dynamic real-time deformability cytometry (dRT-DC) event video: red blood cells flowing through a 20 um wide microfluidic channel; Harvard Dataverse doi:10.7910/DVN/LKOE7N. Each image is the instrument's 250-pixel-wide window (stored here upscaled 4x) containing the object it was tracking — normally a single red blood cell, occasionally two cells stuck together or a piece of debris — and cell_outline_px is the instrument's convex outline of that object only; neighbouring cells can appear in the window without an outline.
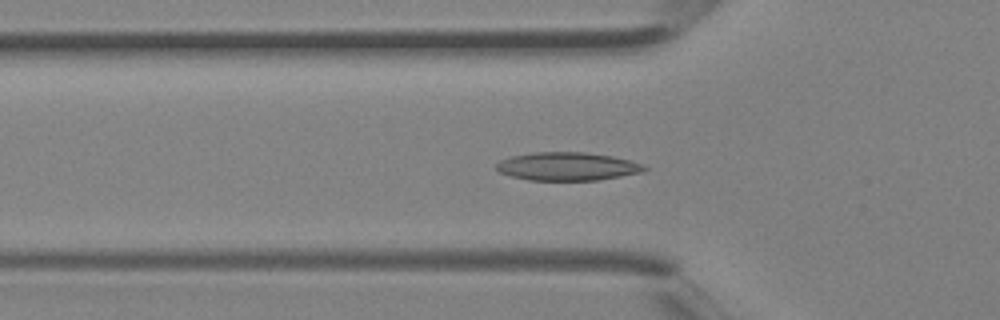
{"species": "Egyptian fruit bat (a non-hibernating species)", "species_latin": "Rousettus aegyptiacus", "temperature_condition": "room temperature", "stored_images_in_passage": 40, "camera_frame_rate_fps": 3000, "um_per_image_px": 0.085, "animal": {"sex": "female"}, "frame": {"image": 1, "passage_image": 14, "time_ms": 4.333, "image_size_px": [1000, 320], "cell_outline_px": [[648, 168], [644, 172], [596, 180], [528, 180], [512, 176], [500, 172], [496, 168], [496, 164], [500, 160], [512, 156], [532, 152], [584, 152], [612, 156], [644, 164]], "centroid_in_image_um": [48.24, 14.14], "position_along_channel_um": 77.6, "area_um2": 24.28}}
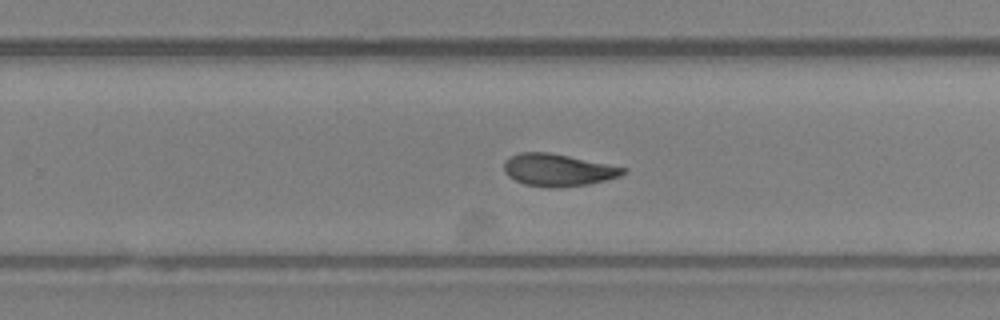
{"frame": {"image": 2, "passage_image": 26, "time_ms": 8.333, "image_size_px": [1000, 320], "cell_outline_px": [[628, 172], [620, 176], [588, 184], [560, 188], [552, 188], [524, 184], [508, 176], [504, 172], [504, 160], [520, 152], [548, 152], [628, 168]], "centroid_in_image_um": [47.43, 14.45], "position_along_channel_um": 282.4, "area_um2": 22.37}}
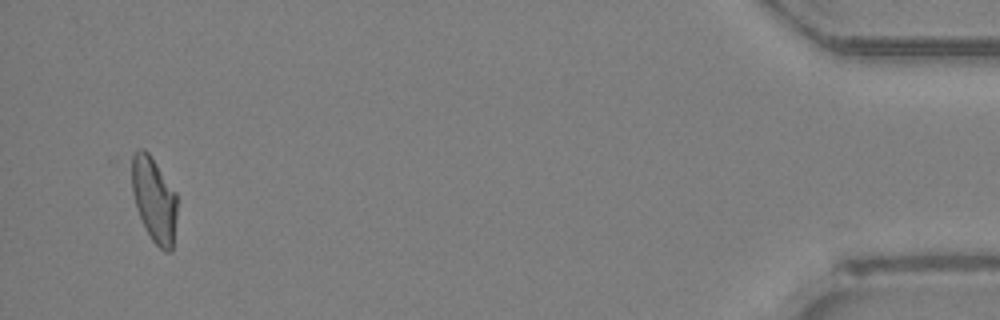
{"frame": {"image": 3, "passage_image": 39, "time_ms": 12.667, "image_size_px": [1000, 320], "cell_outline_px": [[176, 216], [172, 252], [164, 252], [152, 240], [136, 208], [132, 192], [132, 156], [140, 148], [144, 148], [148, 152], [176, 192]], "centroid_in_image_um": [13.1, 16.97], "position_along_channel_um": 422.1, "area_um2": 22.14}}